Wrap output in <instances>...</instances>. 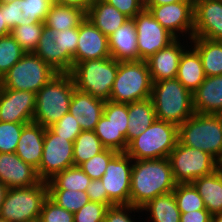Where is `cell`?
<instances>
[{"label":"cell","mask_w":222,"mask_h":222,"mask_svg":"<svg viewBox=\"0 0 222 222\" xmlns=\"http://www.w3.org/2000/svg\"><path fill=\"white\" fill-rule=\"evenodd\" d=\"M109 5L117 8L121 13L133 19L145 9V0H104Z\"/></svg>","instance_id":"48"},{"label":"cell","mask_w":222,"mask_h":222,"mask_svg":"<svg viewBox=\"0 0 222 222\" xmlns=\"http://www.w3.org/2000/svg\"><path fill=\"white\" fill-rule=\"evenodd\" d=\"M149 212L151 222H180L181 212L177 207L174 193L157 196L141 208Z\"/></svg>","instance_id":"32"},{"label":"cell","mask_w":222,"mask_h":222,"mask_svg":"<svg viewBox=\"0 0 222 222\" xmlns=\"http://www.w3.org/2000/svg\"><path fill=\"white\" fill-rule=\"evenodd\" d=\"M132 211L134 214L135 212H143L140 208L134 207L130 204L110 206L105 212L104 222H136V220L134 221L135 217L131 216Z\"/></svg>","instance_id":"47"},{"label":"cell","mask_w":222,"mask_h":222,"mask_svg":"<svg viewBox=\"0 0 222 222\" xmlns=\"http://www.w3.org/2000/svg\"><path fill=\"white\" fill-rule=\"evenodd\" d=\"M25 53L11 34L0 37V80Z\"/></svg>","instance_id":"38"},{"label":"cell","mask_w":222,"mask_h":222,"mask_svg":"<svg viewBox=\"0 0 222 222\" xmlns=\"http://www.w3.org/2000/svg\"><path fill=\"white\" fill-rule=\"evenodd\" d=\"M133 159L125 152H118L108 163L101 181L108 199L114 205L130 204V180Z\"/></svg>","instance_id":"14"},{"label":"cell","mask_w":222,"mask_h":222,"mask_svg":"<svg viewBox=\"0 0 222 222\" xmlns=\"http://www.w3.org/2000/svg\"><path fill=\"white\" fill-rule=\"evenodd\" d=\"M103 115L120 131L127 140L128 104L106 101Z\"/></svg>","instance_id":"43"},{"label":"cell","mask_w":222,"mask_h":222,"mask_svg":"<svg viewBox=\"0 0 222 222\" xmlns=\"http://www.w3.org/2000/svg\"><path fill=\"white\" fill-rule=\"evenodd\" d=\"M212 222H222V213H218V214L213 215Z\"/></svg>","instance_id":"56"},{"label":"cell","mask_w":222,"mask_h":222,"mask_svg":"<svg viewBox=\"0 0 222 222\" xmlns=\"http://www.w3.org/2000/svg\"><path fill=\"white\" fill-rule=\"evenodd\" d=\"M0 182L10 189L34 186L41 180L36 169L16 153H0Z\"/></svg>","instance_id":"19"},{"label":"cell","mask_w":222,"mask_h":222,"mask_svg":"<svg viewBox=\"0 0 222 222\" xmlns=\"http://www.w3.org/2000/svg\"><path fill=\"white\" fill-rule=\"evenodd\" d=\"M104 149L105 147L94 131H82L73 142L74 166L88 161Z\"/></svg>","instance_id":"34"},{"label":"cell","mask_w":222,"mask_h":222,"mask_svg":"<svg viewBox=\"0 0 222 222\" xmlns=\"http://www.w3.org/2000/svg\"><path fill=\"white\" fill-rule=\"evenodd\" d=\"M56 32L44 26L35 54L57 73H66V53H60Z\"/></svg>","instance_id":"30"},{"label":"cell","mask_w":222,"mask_h":222,"mask_svg":"<svg viewBox=\"0 0 222 222\" xmlns=\"http://www.w3.org/2000/svg\"><path fill=\"white\" fill-rule=\"evenodd\" d=\"M79 37V27L57 31L55 42L60 47V53H66V73L73 68V57L76 54Z\"/></svg>","instance_id":"40"},{"label":"cell","mask_w":222,"mask_h":222,"mask_svg":"<svg viewBox=\"0 0 222 222\" xmlns=\"http://www.w3.org/2000/svg\"><path fill=\"white\" fill-rule=\"evenodd\" d=\"M54 0H15L4 3L5 24L10 30L20 25L44 23Z\"/></svg>","instance_id":"17"},{"label":"cell","mask_w":222,"mask_h":222,"mask_svg":"<svg viewBox=\"0 0 222 222\" xmlns=\"http://www.w3.org/2000/svg\"><path fill=\"white\" fill-rule=\"evenodd\" d=\"M44 26V23L16 26L11 30V35L25 52L34 53L37 49Z\"/></svg>","instance_id":"39"},{"label":"cell","mask_w":222,"mask_h":222,"mask_svg":"<svg viewBox=\"0 0 222 222\" xmlns=\"http://www.w3.org/2000/svg\"><path fill=\"white\" fill-rule=\"evenodd\" d=\"M173 193L181 213L206 209L203 198L192 183L176 184Z\"/></svg>","instance_id":"36"},{"label":"cell","mask_w":222,"mask_h":222,"mask_svg":"<svg viewBox=\"0 0 222 222\" xmlns=\"http://www.w3.org/2000/svg\"><path fill=\"white\" fill-rule=\"evenodd\" d=\"M15 0H0V3H7V2H13Z\"/></svg>","instance_id":"57"},{"label":"cell","mask_w":222,"mask_h":222,"mask_svg":"<svg viewBox=\"0 0 222 222\" xmlns=\"http://www.w3.org/2000/svg\"><path fill=\"white\" fill-rule=\"evenodd\" d=\"M36 94L30 91L6 89L0 85V121L33 122Z\"/></svg>","instance_id":"15"},{"label":"cell","mask_w":222,"mask_h":222,"mask_svg":"<svg viewBox=\"0 0 222 222\" xmlns=\"http://www.w3.org/2000/svg\"><path fill=\"white\" fill-rule=\"evenodd\" d=\"M205 77L200 55L190 45L180 58L176 78L188 91L193 93L202 84Z\"/></svg>","instance_id":"26"},{"label":"cell","mask_w":222,"mask_h":222,"mask_svg":"<svg viewBox=\"0 0 222 222\" xmlns=\"http://www.w3.org/2000/svg\"><path fill=\"white\" fill-rule=\"evenodd\" d=\"M118 152L112 149L105 148L102 152L80 164L79 167L92 179H101L105 174L109 161Z\"/></svg>","instance_id":"41"},{"label":"cell","mask_w":222,"mask_h":222,"mask_svg":"<svg viewBox=\"0 0 222 222\" xmlns=\"http://www.w3.org/2000/svg\"><path fill=\"white\" fill-rule=\"evenodd\" d=\"M57 72L35 53L26 52L0 80L6 89L37 93Z\"/></svg>","instance_id":"9"},{"label":"cell","mask_w":222,"mask_h":222,"mask_svg":"<svg viewBox=\"0 0 222 222\" xmlns=\"http://www.w3.org/2000/svg\"><path fill=\"white\" fill-rule=\"evenodd\" d=\"M7 190L8 188L0 182V207L2 205V202L4 201Z\"/></svg>","instance_id":"54"},{"label":"cell","mask_w":222,"mask_h":222,"mask_svg":"<svg viewBox=\"0 0 222 222\" xmlns=\"http://www.w3.org/2000/svg\"><path fill=\"white\" fill-rule=\"evenodd\" d=\"M180 41L182 40L176 39L169 46L159 50L145 60L153 83L164 79L176 78L180 58L187 46L189 47L188 41L184 46Z\"/></svg>","instance_id":"20"},{"label":"cell","mask_w":222,"mask_h":222,"mask_svg":"<svg viewBox=\"0 0 222 222\" xmlns=\"http://www.w3.org/2000/svg\"><path fill=\"white\" fill-rule=\"evenodd\" d=\"M11 34V30L5 24L4 3H0V37Z\"/></svg>","instance_id":"52"},{"label":"cell","mask_w":222,"mask_h":222,"mask_svg":"<svg viewBox=\"0 0 222 222\" xmlns=\"http://www.w3.org/2000/svg\"><path fill=\"white\" fill-rule=\"evenodd\" d=\"M91 178L79 167L72 166L47 181L48 189L86 191Z\"/></svg>","instance_id":"33"},{"label":"cell","mask_w":222,"mask_h":222,"mask_svg":"<svg viewBox=\"0 0 222 222\" xmlns=\"http://www.w3.org/2000/svg\"><path fill=\"white\" fill-rule=\"evenodd\" d=\"M45 127L30 122L23 126L15 153L24 162L36 170L39 168L43 154Z\"/></svg>","instance_id":"22"},{"label":"cell","mask_w":222,"mask_h":222,"mask_svg":"<svg viewBox=\"0 0 222 222\" xmlns=\"http://www.w3.org/2000/svg\"><path fill=\"white\" fill-rule=\"evenodd\" d=\"M86 17L107 37L130 19L104 0H93Z\"/></svg>","instance_id":"25"},{"label":"cell","mask_w":222,"mask_h":222,"mask_svg":"<svg viewBox=\"0 0 222 222\" xmlns=\"http://www.w3.org/2000/svg\"><path fill=\"white\" fill-rule=\"evenodd\" d=\"M117 72L118 61L108 57L77 63L70 75L76 89L108 101Z\"/></svg>","instance_id":"6"},{"label":"cell","mask_w":222,"mask_h":222,"mask_svg":"<svg viewBox=\"0 0 222 222\" xmlns=\"http://www.w3.org/2000/svg\"><path fill=\"white\" fill-rule=\"evenodd\" d=\"M107 208L105 204L89 201L74 213V222H104Z\"/></svg>","instance_id":"46"},{"label":"cell","mask_w":222,"mask_h":222,"mask_svg":"<svg viewBox=\"0 0 222 222\" xmlns=\"http://www.w3.org/2000/svg\"><path fill=\"white\" fill-rule=\"evenodd\" d=\"M48 197L71 213H76L90 201L86 191L77 190L48 189Z\"/></svg>","instance_id":"37"},{"label":"cell","mask_w":222,"mask_h":222,"mask_svg":"<svg viewBox=\"0 0 222 222\" xmlns=\"http://www.w3.org/2000/svg\"><path fill=\"white\" fill-rule=\"evenodd\" d=\"M27 222H40L39 218L35 219V220H31V221H27Z\"/></svg>","instance_id":"58"},{"label":"cell","mask_w":222,"mask_h":222,"mask_svg":"<svg viewBox=\"0 0 222 222\" xmlns=\"http://www.w3.org/2000/svg\"><path fill=\"white\" fill-rule=\"evenodd\" d=\"M0 222H7V221L3 218H0Z\"/></svg>","instance_id":"59"},{"label":"cell","mask_w":222,"mask_h":222,"mask_svg":"<svg viewBox=\"0 0 222 222\" xmlns=\"http://www.w3.org/2000/svg\"><path fill=\"white\" fill-rule=\"evenodd\" d=\"M111 57L117 61H137L138 47L135 22L126 21L108 37Z\"/></svg>","instance_id":"24"},{"label":"cell","mask_w":222,"mask_h":222,"mask_svg":"<svg viewBox=\"0 0 222 222\" xmlns=\"http://www.w3.org/2000/svg\"><path fill=\"white\" fill-rule=\"evenodd\" d=\"M190 43L200 55L205 76L222 75V41L193 37Z\"/></svg>","instance_id":"28"},{"label":"cell","mask_w":222,"mask_h":222,"mask_svg":"<svg viewBox=\"0 0 222 222\" xmlns=\"http://www.w3.org/2000/svg\"><path fill=\"white\" fill-rule=\"evenodd\" d=\"M25 124L0 121V153H15Z\"/></svg>","instance_id":"42"},{"label":"cell","mask_w":222,"mask_h":222,"mask_svg":"<svg viewBox=\"0 0 222 222\" xmlns=\"http://www.w3.org/2000/svg\"><path fill=\"white\" fill-rule=\"evenodd\" d=\"M75 90L70 73H57L37 93L33 122L45 128L58 122L69 112Z\"/></svg>","instance_id":"2"},{"label":"cell","mask_w":222,"mask_h":222,"mask_svg":"<svg viewBox=\"0 0 222 222\" xmlns=\"http://www.w3.org/2000/svg\"><path fill=\"white\" fill-rule=\"evenodd\" d=\"M92 1L93 0H54V3L63 6L77 8L84 11L87 14L90 5L92 4Z\"/></svg>","instance_id":"51"},{"label":"cell","mask_w":222,"mask_h":222,"mask_svg":"<svg viewBox=\"0 0 222 222\" xmlns=\"http://www.w3.org/2000/svg\"><path fill=\"white\" fill-rule=\"evenodd\" d=\"M180 1H194V0H145V5H166Z\"/></svg>","instance_id":"53"},{"label":"cell","mask_w":222,"mask_h":222,"mask_svg":"<svg viewBox=\"0 0 222 222\" xmlns=\"http://www.w3.org/2000/svg\"><path fill=\"white\" fill-rule=\"evenodd\" d=\"M40 222H74V213L58 206L49 197L44 201Z\"/></svg>","instance_id":"44"},{"label":"cell","mask_w":222,"mask_h":222,"mask_svg":"<svg viewBox=\"0 0 222 222\" xmlns=\"http://www.w3.org/2000/svg\"><path fill=\"white\" fill-rule=\"evenodd\" d=\"M177 142L178 126L156 119L128 143L125 153L134 160L168 158Z\"/></svg>","instance_id":"5"},{"label":"cell","mask_w":222,"mask_h":222,"mask_svg":"<svg viewBox=\"0 0 222 222\" xmlns=\"http://www.w3.org/2000/svg\"><path fill=\"white\" fill-rule=\"evenodd\" d=\"M156 119L151 98L129 103L127 143L144 132Z\"/></svg>","instance_id":"27"},{"label":"cell","mask_w":222,"mask_h":222,"mask_svg":"<svg viewBox=\"0 0 222 222\" xmlns=\"http://www.w3.org/2000/svg\"><path fill=\"white\" fill-rule=\"evenodd\" d=\"M47 197L48 186L45 181L34 186L10 188L0 207V218L7 222H27L38 219Z\"/></svg>","instance_id":"8"},{"label":"cell","mask_w":222,"mask_h":222,"mask_svg":"<svg viewBox=\"0 0 222 222\" xmlns=\"http://www.w3.org/2000/svg\"><path fill=\"white\" fill-rule=\"evenodd\" d=\"M145 9L177 39L188 35L193 38L194 30V1H180L166 5H145ZM188 32V33H187ZM182 34V35H180Z\"/></svg>","instance_id":"13"},{"label":"cell","mask_w":222,"mask_h":222,"mask_svg":"<svg viewBox=\"0 0 222 222\" xmlns=\"http://www.w3.org/2000/svg\"><path fill=\"white\" fill-rule=\"evenodd\" d=\"M111 57L108 37L86 17L79 26V37L73 66L77 63Z\"/></svg>","instance_id":"18"},{"label":"cell","mask_w":222,"mask_h":222,"mask_svg":"<svg viewBox=\"0 0 222 222\" xmlns=\"http://www.w3.org/2000/svg\"><path fill=\"white\" fill-rule=\"evenodd\" d=\"M151 100L156 118L177 126L184 123L195 113L192 93L177 78L154 82Z\"/></svg>","instance_id":"4"},{"label":"cell","mask_w":222,"mask_h":222,"mask_svg":"<svg viewBox=\"0 0 222 222\" xmlns=\"http://www.w3.org/2000/svg\"><path fill=\"white\" fill-rule=\"evenodd\" d=\"M133 20L137 35L138 60L148 59L177 39L147 9L138 13Z\"/></svg>","instance_id":"12"},{"label":"cell","mask_w":222,"mask_h":222,"mask_svg":"<svg viewBox=\"0 0 222 222\" xmlns=\"http://www.w3.org/2000/svg\"><path fill=\"white\" fill-rule=\"evenodd\" d=\"M216 171L218 172L220 178L222 179V161L217 162Z\"/></svg>","instance_id":"55"},{"label":"cell","mask_w":222,"mask_h":222,"mask_svg":"<svg viewBox=\"0 0 222 222\" xmlns=\"http://www.w3.org/2000/svg\"><path fill=\"white\" fill-rule=\"evenodd\" d=\"M213 215L207 209L181 213L180 222H212Z\"/></svg>","instance_id":"50"},{"label":"cell","mask_w":222,"mask_h":222,"mask_svg":"<svg viewBox=\"0 0 222 222\" xmlns=\"http://www.w3.org/2000/svg\"><path fill=\"white\" fill-rule=\"evenodd\" d=\"M130 181V205L140 209L157 196L173 192L177 184L169 158L133 159Z\"/></svg>","instance_id":"1"},{"label":"cell","mask_w":222,"mask_h":222,"mask_svg":"<svg viewBox=\"0 0 222 222\" xmlns=\"http://www.w3.org/2000/svg\"><path fill=\"white\" fill-rule=\"evenodd\" d=\"M192 184L212 215L222 213V179L216 170L212 174L197 178Z\"/></svg>","instance_id":"29"},{"label":"cell","mask_w":222,"mask_h":222,"mask_svg":"<svg viewBox=\"0 0 222 222\" xmlns=\"http://www.w3.org/2000/svg\"><path fill=\"white\" fill-rule=\"evenodd\" d=\"M94 132L105 148L117 152L126 151L128 146L126 138L104 115L100 117Z\"/></svg>","instance_id":"35"},{"label":"cell","mask_w":222,"mask_h":222,"mask_svg":"<svg viewBox=\"0 0 222 222\" xmlns=\"http://www.w3.org/2000/svg\"><path fill=\"white\" fill-rule=\"evenodd\" d=\"M105 102L75 88L70 102L69 113L77 119L82 131H94L96 124L103 115Z\"/></svg>","instance_id":"21"},{"label":"cell","mask_w":222,"mask_h":222,"mask_svg":"<svg viewBox=\"0 0 222 222\" xmlns=\"http://www.w3.org/2000/svg\"><path fill=\"white\" fill-rule=\"evenodd\" d=\"M168 158L177 184L192 183L199 177L212 174L217 165L208 153L182 145L179 141Z\"/></svg>","instance_id":"10"},{"label":"cell","mask_w":222,"mask_h":222,"mask_svg":"<svg viewBox=\"0 0 222 222\" xmlns=\"http://www.w3.org/2000/svg\"><path fill=\"white\" fill-rule=\"evenodd\" d=\"M178 141L222 161V115L194 113L178 126Z\"/></svg>","instance_id":"3"},{"label":"cell","mask_w":222,"mask_h":222,"mask_svg":"<svg viewBox=\"0 0 222 222\" xmlns=\"http://www.w3.org/2000/svg\"><path fill=\"white\" fill-rule=\"evenodd\" d=\"M86 193L90 201L105 204L107 207L114 206V204L108 199L107 192L101 179L91 180Z\"/></svg>","instance_id":"49"},{"label":"cell","mask_w":222,"mask_h":222,"mask_svg":"<svg viewBox=\"0 0 222 222\" xmlns=\"http://www.w3.org/2000/svg\"><path fill=\"white\" fill-rule=\"evenodd\" d=\"M85 18L86 13L80 9L53 3L47 13L44 24L49 29L57 32L77 28Z\"/></svg>","instance_id":"31"},{"label":"cell","mask_w":222,"mask_h":222,"mask_svg":"<svg viewBox=\"0 0 222 222\" xmlns=\"http://www.w3.org/2000/svg\"><path fill=\"white\" fill-rule=\"evenodd\" d=\"M193 37L222 41V0H194Z\"/></svg>","instance_id":"16"},{"label":"cell","mask_w":222,"mask_h":222,"mask_svg":"<svg viewBox=\"0 0 222 222\" xmlns=\"http://www.w3.org/2000/svg\"><path fill=\"white\" fill-rule=\"evenodd\" d=\"M192 97L195 113L222 115V75L206 76Z\"/></svg>","instance_id":"23"},{"label":"cell","mask_w":222,"mask_h":222,"mask_svg":"<svg viewBox=\"0 0 222 222\" xmlns=\"http://www.w3.org/2000/svg\"><path fill=\"white\" fill-rule=\"evenodd\" d=\"M152 79L145 60L118 61L109 101L129 104L151 98Z\"/></svg>","instance_id":"7"},{"label":"cell","mask_w":222,"mask_h":222,"mask_svg":"<svg viewBox=\"0 0 222 222\" xmlns=\"http://www.w3.org/2000/svg\"><path fill=\"white\" fill-rule=\"evenodd\" d=\"M74 166L73 142L45 128L43 154L36 170L41 181H49L66 168Z\"/></svg>","instance_id":"11"},{"label":"cell","mask_w":222,"mask_h":222,"mask_svg":"<svg viewBox=\"0 0 222 222\" xmlns=\"http://www.w3.org/2000/svg\"><path fill=\"white\" fill-rule=\"evenodd\" d=\"M56 135L67 138L72 142L82 132L77 119L71 114L66 113L58 122L49 127Z\"/></svg>","instance_id":"45"}]
</instances>
